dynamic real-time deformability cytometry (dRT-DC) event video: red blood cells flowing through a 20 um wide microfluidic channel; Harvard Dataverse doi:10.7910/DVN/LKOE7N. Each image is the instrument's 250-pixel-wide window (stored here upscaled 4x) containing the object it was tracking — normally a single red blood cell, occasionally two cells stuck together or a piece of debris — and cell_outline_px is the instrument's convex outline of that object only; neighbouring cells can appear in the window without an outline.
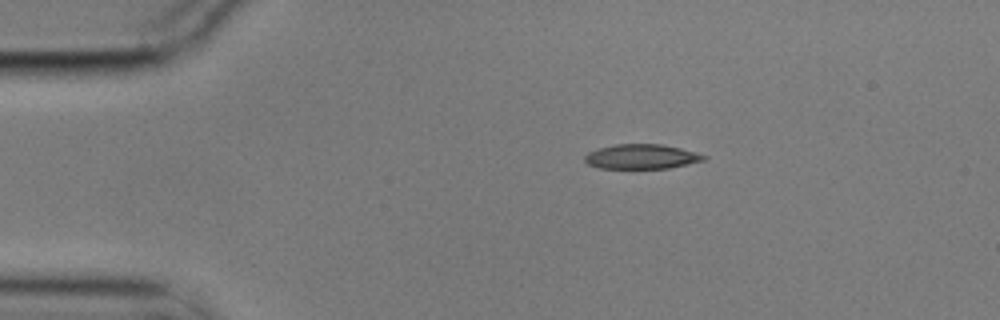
{"species": "common noctule bat (a hibernating species)", "species_latin": "Nyctalus noctula", "temperature_condition": "cold", "stored_images_in_passage": 3, "camera_frame_rate_fps": 3000, "um_per_image_px": 0.085, "animal": {"sex": "male", "body_mass_g": 17.9}, "frame": {"image": 1, "passage_image": 3, "time_ms": 0.667, "image_size_px": [1000, 320], "cell_outline_px": [[708, 160], [668, 168], [600, 168], [588, 164], [584, 160], [584, 156], [588, 152], [600, 148], [616, 144], [664, 144], [696, 152], [708, 156]], "centroid_in_image_um": [54.58, 13.31], "position_along_channel_um": 30.4, "area_um2": 17.17}}